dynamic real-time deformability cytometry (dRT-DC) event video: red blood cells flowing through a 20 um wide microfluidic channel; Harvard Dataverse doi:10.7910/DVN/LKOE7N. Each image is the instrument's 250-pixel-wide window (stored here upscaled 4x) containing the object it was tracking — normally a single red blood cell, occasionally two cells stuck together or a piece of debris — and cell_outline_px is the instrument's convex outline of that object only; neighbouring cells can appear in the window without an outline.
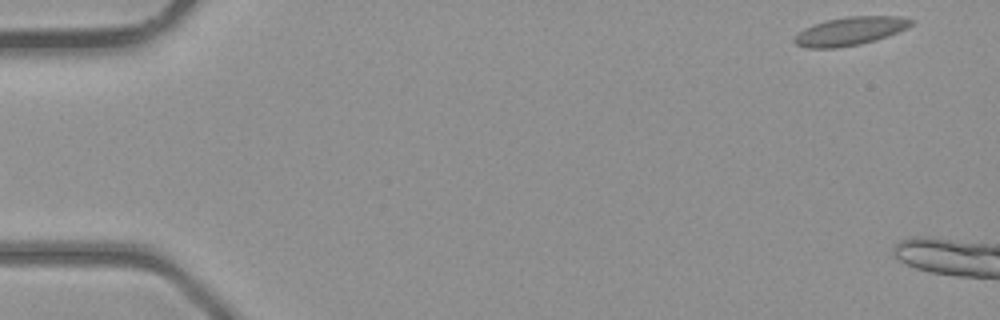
{"species": "common noctule bat (a hibernating species)", "species_latin": "Nyctalus noctula", "temperature_condition": "room temperature", "stored_images_in_passage": 4, "camera_frame_rate_fps": 3000, "um_per_image_px": 0.085, "animal": {"sex": "male", "body_mass_g": 23.1, "forearm_length_mm": 52.7}, "frame": {"image": 1, "passage_image": 4, "time_ms": 3.333, "image_size_px": [1000, 320], "cell_outline_px": [[912, 24], [908, 28], [888, 36], [876, 40], [860, 44], [836, 48], [804, 48], [796, 44], [792, 40], [804, 28], [812, 24], [828, 20], [848, 16], [900, 16], [912, 20]], "centroid_in_image_um": [72.25, 2.65], "position_along_channel_um": 12.7, "area_um2": 19.31}}